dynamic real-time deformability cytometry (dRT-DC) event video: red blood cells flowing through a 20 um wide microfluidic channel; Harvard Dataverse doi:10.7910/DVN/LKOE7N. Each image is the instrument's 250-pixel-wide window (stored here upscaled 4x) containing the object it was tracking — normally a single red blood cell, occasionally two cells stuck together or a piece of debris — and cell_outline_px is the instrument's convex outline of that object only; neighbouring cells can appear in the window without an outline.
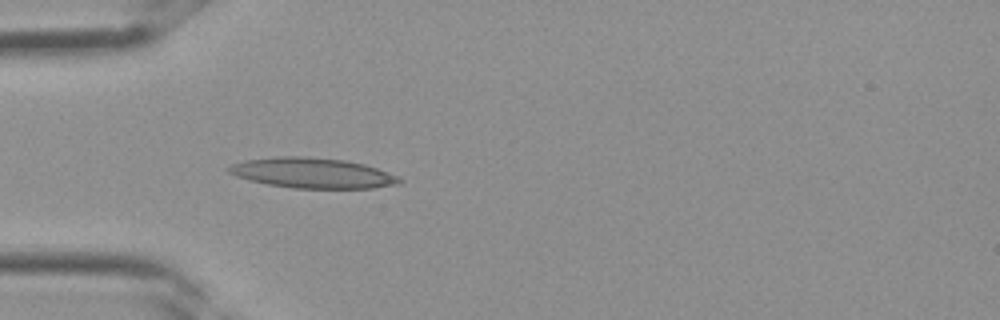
{"species": "Egyptian fruit bat (a non-hibernating species)", "species_latin": "Rousettus aegyptiacus", "temperature_condition": "room temperature", "stored_images_in_passage": 3, "camera_frame_rate_fps": 3000, "um_per_image_px": 0.085, "frame": {"image": 1, "passage_image": 3, "time_ms": 0.667, "image_size_px": [1000, 320], "cell_outline_px": [[404, 180], [400, 184], [372, 188], [292, 188], [268, 184], [248, 180], [236, 176], [228, 172], [224, 168], [232, 164], [248, 160], [276, 156], [304, 156], [344, 160], [364, 164], [400, 176]], "centroid_in_image_um": [26.57, 14.71], "position_along_channel_um": 58.4, "area_um2": 30.23}}